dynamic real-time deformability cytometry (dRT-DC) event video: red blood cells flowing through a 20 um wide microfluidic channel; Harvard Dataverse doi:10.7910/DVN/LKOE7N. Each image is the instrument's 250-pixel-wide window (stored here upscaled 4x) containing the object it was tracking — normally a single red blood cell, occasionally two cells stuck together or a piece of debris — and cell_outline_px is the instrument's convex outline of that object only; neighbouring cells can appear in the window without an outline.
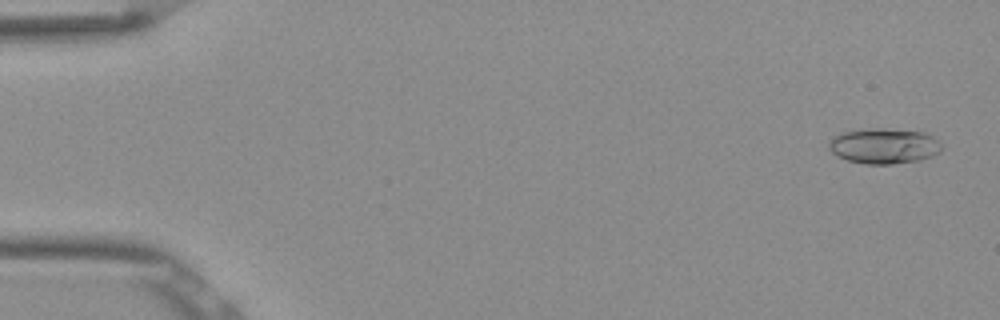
{"species": "Egyptian fruit bat (a non-hibernating species)", "species_latin": "Rousettus aegyptiacus", "temperature_condition": "room temperature", "stored_images_in_passage": 52, "camera_frame_rate_fps": 3000, "um_per_image_px": 0.085, "frame": {"image": 1, "passage_image": 2, "time_ms": 0.333, "image_size_px": [1000, 320], "cell_outline_px": [[944, 148], [940, 152], [932, 156], [920, 160], [892, 164], [864, 164], [848, 160], [836, 156], [828, 148], [828, 140], [832, 136], [840, 132], [872, 128], [876, 128], [924, 132], [932, 136]], "centroid_in_image_um": [75.1, 12.41], "position_along_channel_um": 9.9, "area_um2": 23.47}}
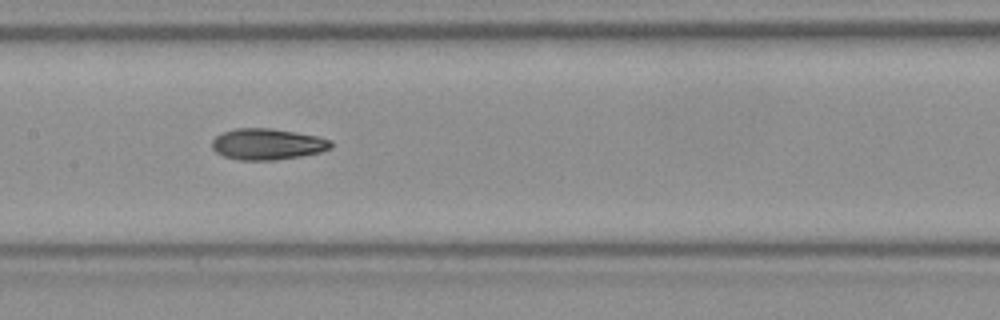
{"frame": {"image": 2, "passage_image": 26, "time_ms": 8.333, "image_size_px": [1000, 320], "cell_outline_px": [[332, 148], [320, 152], [300, 156], [272, 160], [240, 160], [224, 156], [216, 152], [212, 148], [212, 140], [220, 132], [236, 128], [272, 128], [296, 132], [316, 136], [332, 140]], "centroid_in_image_um": [22.71, 12.24], "position_along_channel_um": 184.7, "area_um2": 21.68}}
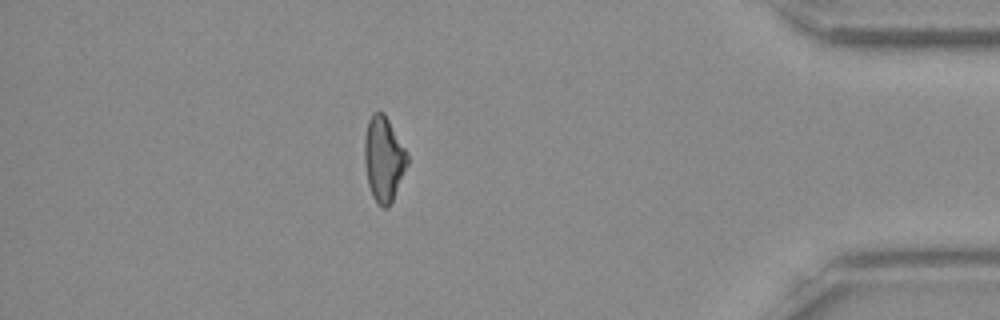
{"frame": {"image": 3, "passage_image": 46, "time_ms": 15.0, "image_size_px": [1000, 320], "cell_outline_px": [[408, 164], [392, 200], [388, 208], [384, 208], [372, 196], [368, 184], [364, 160], [364, 136], [368, 120], [372, 112], [384, 112], [404, 148], [408, 156]], "centroid_in_image_um": [32.59, 13.49], "position_along_channel_um": 402.6, "area_um2": 20.98}, "authors_computed_cell_mechanics": {"area_um2": 21.7328, "velocity_mm_per_s": 3.8856, "shape_relaxation_time_tau1_ms": 7.3285, "shape_relaxation_time_tau2_ms": 3.2082, "deformation_change_tau1": 0.1843, "deformation_change_tau2": 0.0887}}